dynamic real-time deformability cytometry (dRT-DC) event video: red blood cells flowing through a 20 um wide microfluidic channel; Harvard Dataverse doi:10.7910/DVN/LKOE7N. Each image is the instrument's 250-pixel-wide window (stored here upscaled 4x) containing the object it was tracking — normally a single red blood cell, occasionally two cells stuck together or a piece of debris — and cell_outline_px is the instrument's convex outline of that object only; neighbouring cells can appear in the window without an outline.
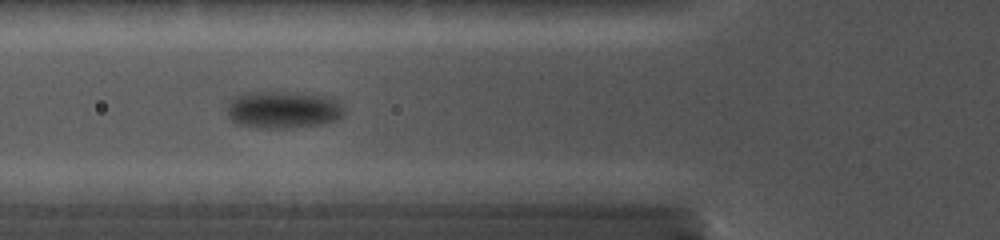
{"species": "common noctule bat (a hibernating species)", "species_latin": "Nyctalus noctula", "temperature_condition": "cold", "stored_images_in_passage": 19, "camera_frame_rate_fps": 5000, "um_per_image_px": 0.085, "animal": {"sex": "female", "body_mass_g": 19.0, "forearm_length_mm": 56.7}, "frame": {"image": 1, "passage_image": 2, "time_ms": 0.6, "image_size_px": [1000, 240], "cell_outline_px": [[344, 112], [340, 116], [332, 120], [320, 124], [288, 128], [260, 128], [236, 124], [228, 116], [228, 108], [232, 100], [236, 96], [244, 92], [300, 92], [320, 96], [332, 100]], "centroid_in_image_um": [23.96, 9.33], "position_along_channel_um": 101.8, "area_um2": 24.74}}
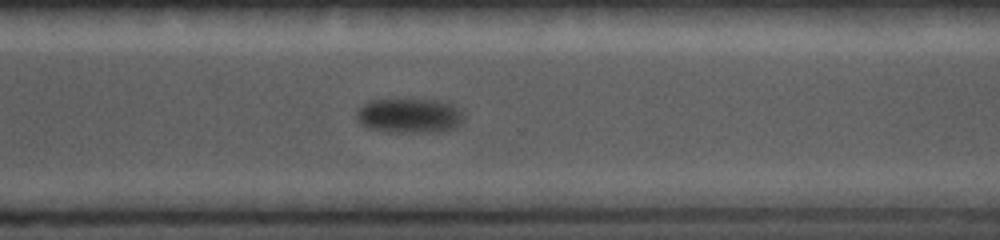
{"frame": {"image": 2, "passage_image": 12, "time_ms": 6.8, "image_size_px": [1000, 240], "cell_outline_px": [[464, 116], [460, 124], [452, 128], [440, 132], [392, 132], [368, 128], [356, 120], [356, 112], [364, 104], [372, 100], [440, 100], [452, 104], [460, 108]], "centroid_in_image_um": [34.82, 9.84], "position_along_channel_um": 335.8, "area_um2": 21.62}}
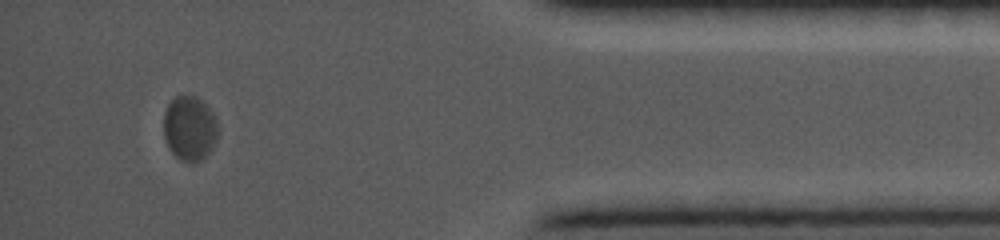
{"frame": {"image": 3, "passage_image": 17, "time_ms": 9.8, "image_size_px": [1000, 240], "cell_outline_px": [[216, 140], [212, 148], [200, 160], [180, 160], [168, 148], [164, 136], [164, 112], [168, 104], [176, 96], [196, 96], [216, 116]], "centroid_in_image_um": [16.09, 10.88], "position_along_channel_um": 419.1, "area_um2": 20.0}}